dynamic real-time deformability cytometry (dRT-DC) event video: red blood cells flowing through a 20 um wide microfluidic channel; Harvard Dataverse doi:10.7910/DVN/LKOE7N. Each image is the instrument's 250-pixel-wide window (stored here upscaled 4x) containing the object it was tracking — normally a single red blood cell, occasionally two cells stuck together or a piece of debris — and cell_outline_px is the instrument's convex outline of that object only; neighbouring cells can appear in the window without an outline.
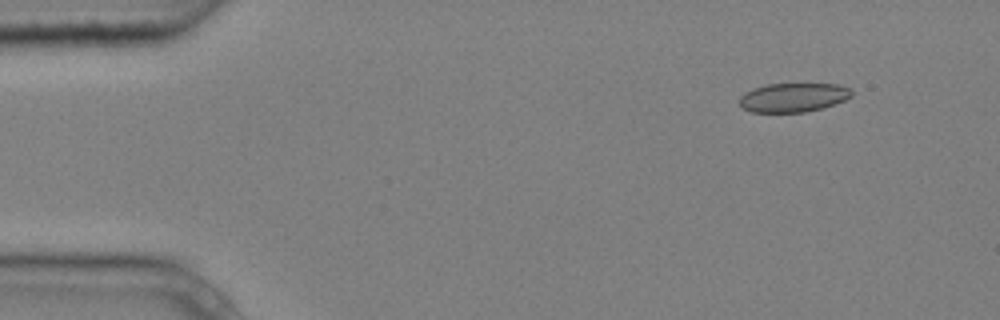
{"species": "common noctule bat (a hibernating species)", "species_latin": "Nyctalus noctula", "temperature_condition": "cold", "stored_images_in_passage": 8, "camera_frame_rate_fps": 3000, "um_per_image_px": 0.085, "animal": {"sex": "male", "body_mass_g": 20.4}, "frame": {"image": 1, "passage_image": 2, "time_ms": 0.333, "image_size_px": [1000, 320], "cell_outline_px": [[852, 96], [844, 100], [820, 108], [804, 112], [752, 112], [744, 108], [740, 104], [740, 96], [744, 92], [768, 84], [840, 84], [852, 88]], "centroid_in_image_um": [67.45, 8.27], "position_along_channel_um": 17.6, "area_um2": 18.79}}
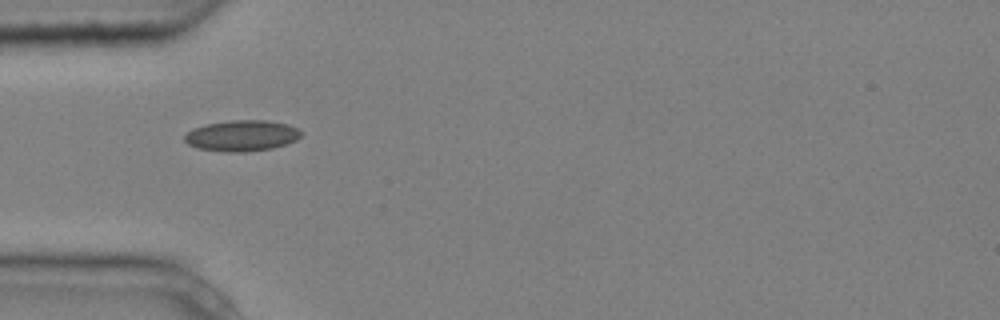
{"frame": {"image": 2, "passage_image": 5, "time_ms": 1.333, "image_size_px": [1000, 320], "cell_outline_px": [[304, 132], [296, 140], [272, 148], [248, 152], [228, 152], [196, 148], [188, 144], [184, 140], [184, 136], [192, 128], [204, 124], [232, 120], [264, 120], [288, 124], [300, 128]], "centroid_in_image_um": [20.56, 11.53], "position_along_channel_um": 64.4, "area_um2": 21.21}}
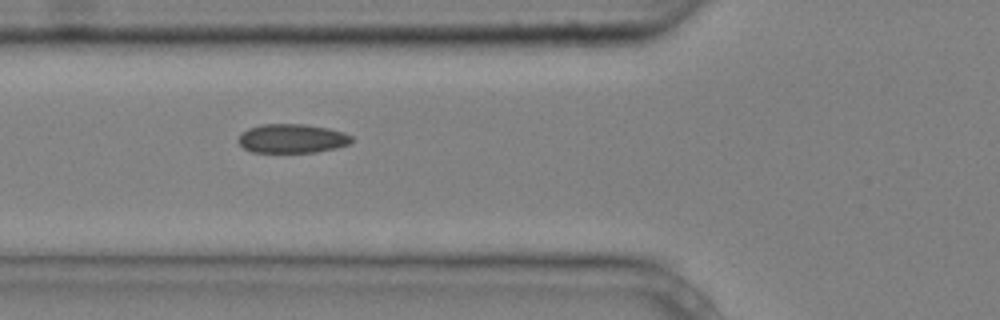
{"frame": {"image": 3, "passage_image": 6, "time_ms": 1.667, "image_size_px": [1000, 320], "cell_outline_px": [[352, 140], [348, 144], [336, 148], [316, 152], [252, 152], [244, 148], [236, 140], [240, 132], [248, 128], [260, 124], [304, 124], [328, 128], [344, 132], [352, 136]], "centroid_in_image_um": [24.78, 11.76], "position_along_channel_um": 101.0, "area_um2": 19.31}}